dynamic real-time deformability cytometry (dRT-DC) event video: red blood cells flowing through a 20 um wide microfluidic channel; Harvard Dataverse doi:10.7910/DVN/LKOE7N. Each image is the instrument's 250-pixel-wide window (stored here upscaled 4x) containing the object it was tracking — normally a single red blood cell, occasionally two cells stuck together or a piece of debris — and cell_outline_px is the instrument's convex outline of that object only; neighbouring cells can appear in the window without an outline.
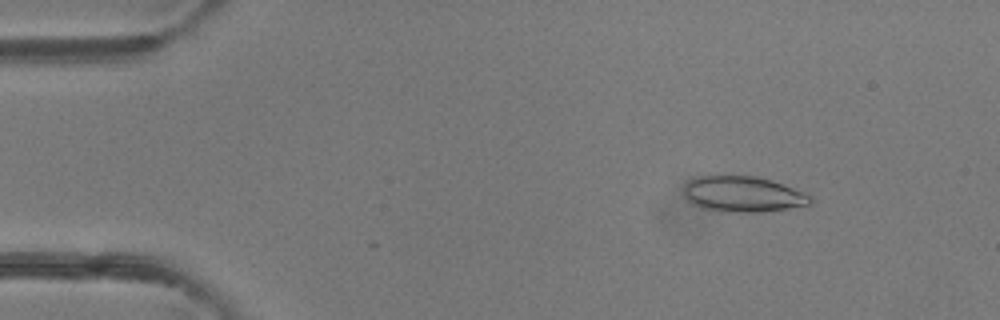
{"species": "common noctule bat (a hibernating species)", "species_latin": "Nyctalus noctula", "temperature_condition": "room temperature", "stored_images_in_passage": 6, "camera_frame_rate_fps": 3000, "um_per_image_px": 0.085, "animal": {"sex": "female"}, "frame": {"image": 1, "passage_image": 2, "time_ms": 1.333, "image_size_px": [1000, 320], "cell_outline_px": [[812, 204], [788, 208], [760, 212], [720, 212], [700, 208], [692, 204], [684, 196], [684, 184], [688, 180], [700, 176], [728, 172], [756, 176], [772, 180], [812, 196]], "centroid_in_image_um": [63.07, 16.46], "position_along_channel_um": 21.9, "area_um2": 27.28}}
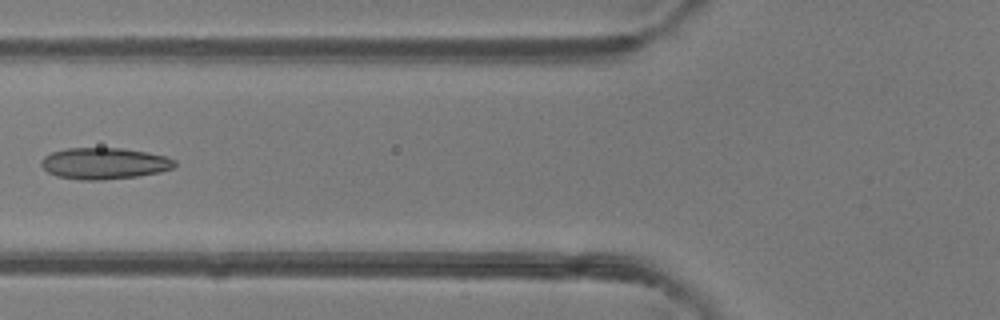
{"frame": {"image": 2, "passage_image": 6, "time_ms": 5.667, "image_size_px": [1000, 320], "cell_outline_px": [[176, 164], [172, 168], [160, 172], [136, 176], [100, 180], [80, 180], [56, 176], [48, 172], [40, 164], [40, 160], [44, 156], [52, 152], [68, 148], [124, 148], [148, 152], [164, 156], [176, 160]], "centroid_in_image_um": [8.84, 13.88], "position_along_channel_um": 117.0, "area_um2": 24.45}}